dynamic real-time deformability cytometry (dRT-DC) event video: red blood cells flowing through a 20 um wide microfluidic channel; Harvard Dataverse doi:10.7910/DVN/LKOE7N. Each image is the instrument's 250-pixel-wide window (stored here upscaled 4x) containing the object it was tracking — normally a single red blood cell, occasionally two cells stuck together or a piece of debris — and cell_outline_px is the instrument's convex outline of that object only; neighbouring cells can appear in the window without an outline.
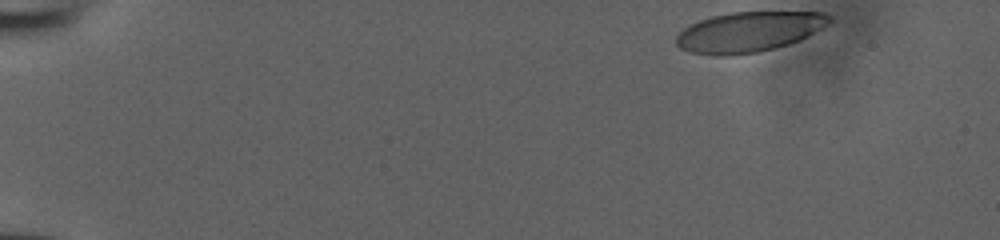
{"species": "human", "species_latin": "Homo sapiens", "temperature_condition": "room temperature", "stored_images_in_passage": 40, "camera_frame_rate_fps": 3000, "um_per_image_px": 0.085, "donor": {"sex": "male"}, "frame": {"image": 1, "passage_image": 1, "time_ms": 0.0, "image_size_px": [1000, 240], "cell_outline_px": [[832, 20], [828, 24], [800, 40], [788, 44], [756, 52], [728, 56], [716, 56], [688, 52], [680, 48], [676, 44], [676, 36], [684, 28], [700, 20], [712, 16], [728, 12], [824, 12], [832, 16]], "centroid_in_image_um": [63.64, 2.71], "position_along_channel_um": 21.4, "area_um2": 35.84}}
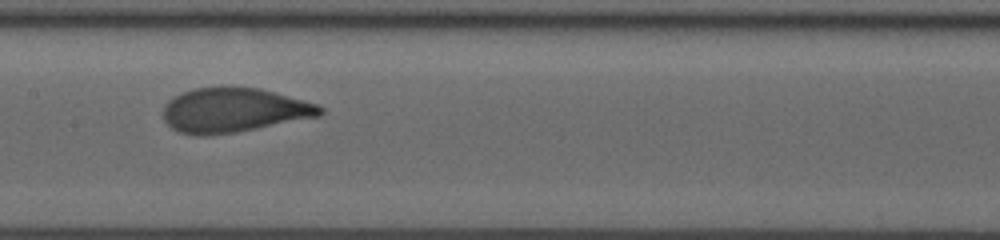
{"frame": {"image": 2, "passage_image": 23, "time_ms": 7.333, "image_size_px": [1000, 240], "cell_outline_px": [[324, 112], [320, 116], [236, 132], [204, 136], [200, 136], [180, 132], [172, 128], [164, 120], [164, 104], [168, 100], [192, 88], [220, 84], [224, 84], [260, 88], [316, 104], [324, 108]], "centroid_in_image_um": [19.84, 9.33], "position_along_channel_um": 187.6, "area_um2": 41.1}}
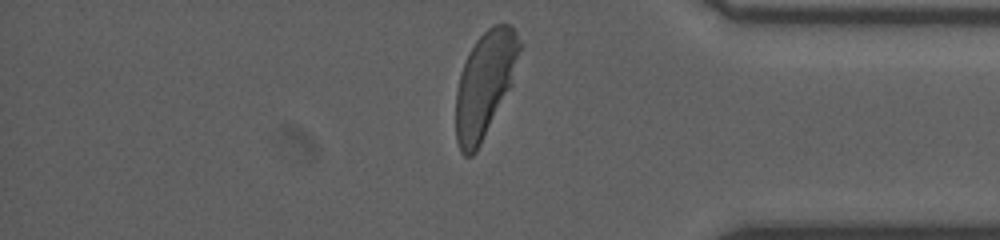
{"frame": {"image": 3, "passage_image": 39, "time_ms": 12.667, "image_size_px": [1000, 240], "cell_outline_px": [[520, 48], [512, 84], [476, 152], [472, 156], [464, 156], [460, 152], [456, 140], [456, 92], [460, 72], [468, 52], [476, 40], [492, 24], [508, 24], [516, 32], [520, 40]], "centroid_in_image_um": [41.19, 7.17], "position_along_channel_um": 394.0, "area_um2": 38.9}}